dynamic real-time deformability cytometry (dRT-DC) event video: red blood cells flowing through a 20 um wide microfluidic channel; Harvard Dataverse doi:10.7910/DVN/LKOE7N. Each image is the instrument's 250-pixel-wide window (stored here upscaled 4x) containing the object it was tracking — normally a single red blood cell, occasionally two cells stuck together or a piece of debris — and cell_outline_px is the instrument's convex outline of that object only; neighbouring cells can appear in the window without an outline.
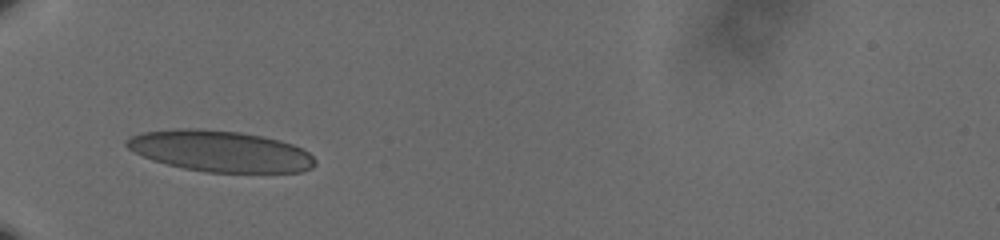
{"species": "human", "species_latin": "Homo sapiens", "temperature_condition": "cold", "stored_images_in_passage": 33, "camera_frame_rate_fps": 3000, "um_per_image_px": 0.085, "donor": {"sex": "male"}, "frame": {"image": 1, "passage_image": 1, "time_ms": 0.0, "image_size_px": [1000, 240], "cell_outline_px": [[316, 164], [312, 168], [300, 172], [204, 172], [184, 168], [152, 160], [128, 148], [124, 144], [124, 140], [132, 136], [144, 132], [176, 128], [200, 128], [240, 132], [264, 136], [280, 140], [292, 144], [308, 152], [316, 160]], "centroid_in_image_um": [18.73, 12.84], "position_along_channel_um": 66.3, "area_um2": 45.2}}
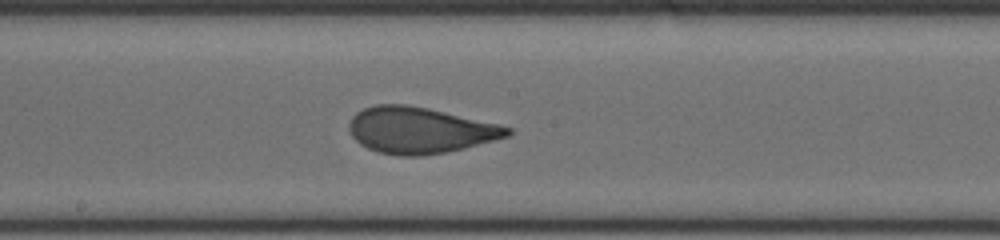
{"frame": {"image": 2, "passage_image": 14, "time_ms": 4.333, "image_size_px": [1000, 240], "cell_outline_px": [[512, 132], [508, 136], [464, 148], [444, 152], [420, 156], [400, 156], [380, 152], [368, 148], [360, 144], [352, 136], [348, 128], [348, 124], [352, 116], [356, 112], [364, 108], [376, 104], [408, 104], [428, 108], [496, 124], [512, 128]], "centroid_in_image_um": [35.63, 11.06], "position_along_channel_um": 212.6, "area_um2": 42.31}}
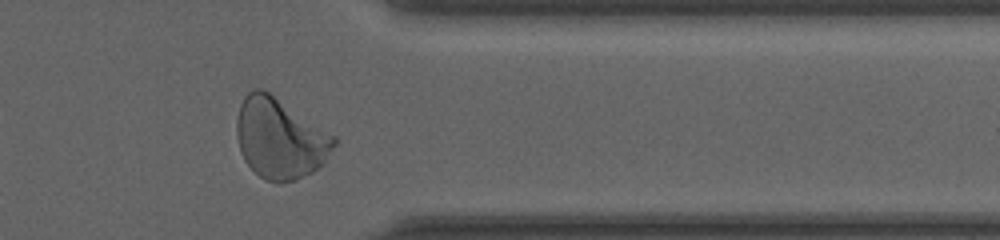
{"frame": {"image": 3, "passage_image": 29, "time_ms": 9.333, "image_size_px": [1000, 240], "cell_outline_px": [[336, 144], [324, 164], [312, 172], [296, 180], [280, 184], [276, 184], [264, 180], [244, 160], [240, 152], [236, 132], [236, 120], [240, 104], [244, 96], [248, 92], [256, 88], [260, 88], [268, 92], [336, 136]], "centroid_in_image_um": [23.79, 11.79], "position_along_channel_um": 387.6, "area_um2": 45.78}, "authors_computed_cell_mechanics": {"area_um2": 42.1362, "velocity_mm_per_s": 3.5858, "shape_relaxation_time_tau1_ms": 4.2919, "shape_relaxation_time_tau2_ms": null, "deformation_change_tau1": 0.1583, "deformation_change_tau2": null}}